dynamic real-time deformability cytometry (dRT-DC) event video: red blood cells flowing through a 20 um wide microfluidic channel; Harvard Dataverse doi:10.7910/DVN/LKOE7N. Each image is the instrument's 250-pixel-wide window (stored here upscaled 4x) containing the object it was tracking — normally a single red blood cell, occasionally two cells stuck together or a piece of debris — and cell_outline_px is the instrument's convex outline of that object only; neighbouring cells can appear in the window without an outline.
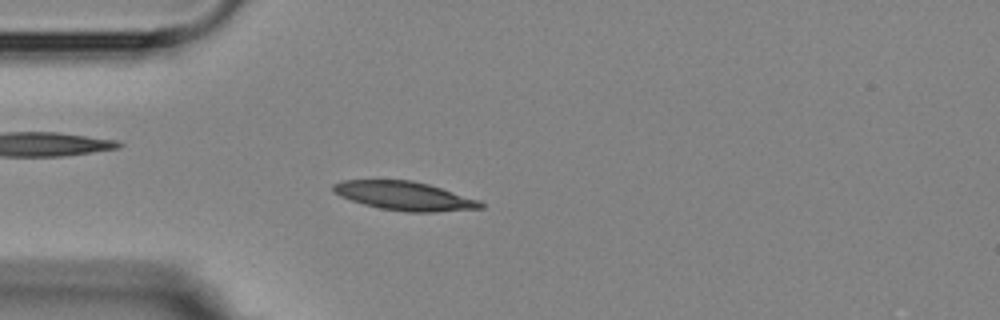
{"species": "Egyptian fruit bat (a non-hibernating species)", "species_latin": "Rousettus aegyptiacus", "temperature_condition": "room temperature", "stored_images_in_passage": 3, "camera_frame_rate_fps": 3000, "um_per_image_px": 0.085, "animal": {"sex": "female"}, "frame": {"image": 1, "passage_image": 3, "time_ms": 2.333, "image_size_px": [1000, 320], "cell_outline_px": [[484, 208], [436, 212], [408, 212], [380, 208], [364, 204], [340, 196], [332, 192], [332, 184], [340, 180], [412, 180], [428, 184], [480, 200], [484, 204]], "centroid_in_image_um": [34.37, 16.65], "position_along_channel_um": 50.6, "area_um2": 24.74}}